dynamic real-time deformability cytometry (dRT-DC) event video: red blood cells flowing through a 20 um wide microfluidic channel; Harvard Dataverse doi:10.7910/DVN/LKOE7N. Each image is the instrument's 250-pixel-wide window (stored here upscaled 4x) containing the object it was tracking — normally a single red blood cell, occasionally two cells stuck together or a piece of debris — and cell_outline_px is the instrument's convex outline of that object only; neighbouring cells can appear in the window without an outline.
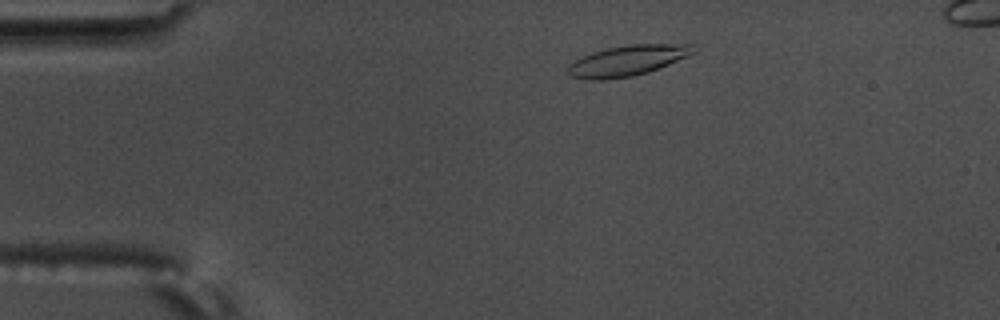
{"species": "common noctule bat (a hibernating species)", "species_latin": "Nyctalus noctula", "temperature_condition": "warm", "stored_images_in_passage": 53, "camera_frame_rate_fps": 3000, "um_per_image_px": 0.085, "animal": {"sex": "male", "body_mass_g": 17.5, "forearm_length_mm": 52.3}, "frame": {"image": 1, "passage_image": 6, "time_ms": 1.667, "image_size_px": [1000, 320], "cell_outline_px": [[696, 52], [668, 64], [648, 72], [632, 76], [604, 80], [584, 80], [572, 76], [568, 72], [568, 68], [576, 60], [592, 52], [608, 48], [628, 44], [692, 44]], "centroid_in_image_um": [53.34, 5.15], "position_along_channel_um": 31.7, "area_um2": 22.02}}
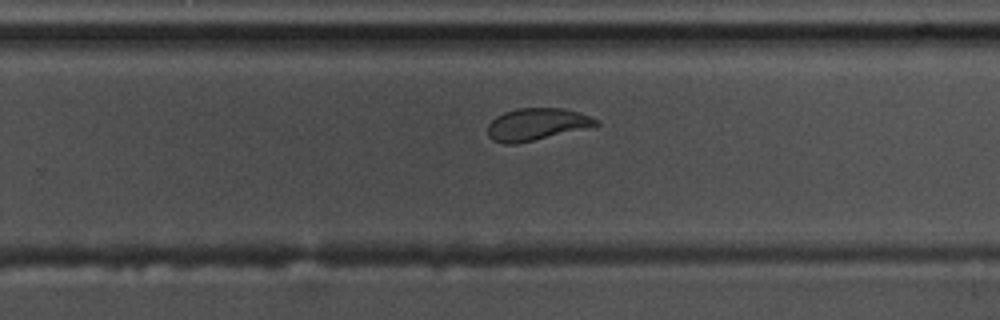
{"frame": {"image": 2, "passage_image": 32, "time_ms": 10.333, "image_size_px": [1000, 320], "cell_outline_px": [[600, 124], [516, 144], [504, 144], [492, 140], [488, 136], [488, 124], [496, 116], [504, 112], [516, 108], [564, 108], [600, 120]], "centroid_in_image_um": [45.55, 10.56], "position_along_channel_um": 284.3, "area_um2": 19.94}}
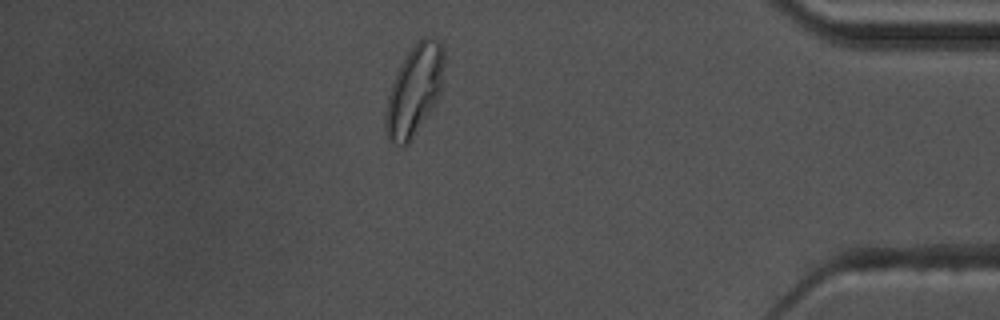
{"frame": {"image": 3, "passage_image": 45, "time_ms": 14.667, "image_size_px": [1000, 320], "cell_outline_px": [[444, 64], [440, 96], [408, 144], [396, 144], [388, 140], [384, 128], [384, 116], [388, 96], [396, 72], [400, 64], [416, 40], [424, 36], [428, 36], [436, 40], [444, 48]], "centroid_in_image_um": [35.21, 7.66], "position_along_channel_um": 400.0, "area_um2": 30.75}}